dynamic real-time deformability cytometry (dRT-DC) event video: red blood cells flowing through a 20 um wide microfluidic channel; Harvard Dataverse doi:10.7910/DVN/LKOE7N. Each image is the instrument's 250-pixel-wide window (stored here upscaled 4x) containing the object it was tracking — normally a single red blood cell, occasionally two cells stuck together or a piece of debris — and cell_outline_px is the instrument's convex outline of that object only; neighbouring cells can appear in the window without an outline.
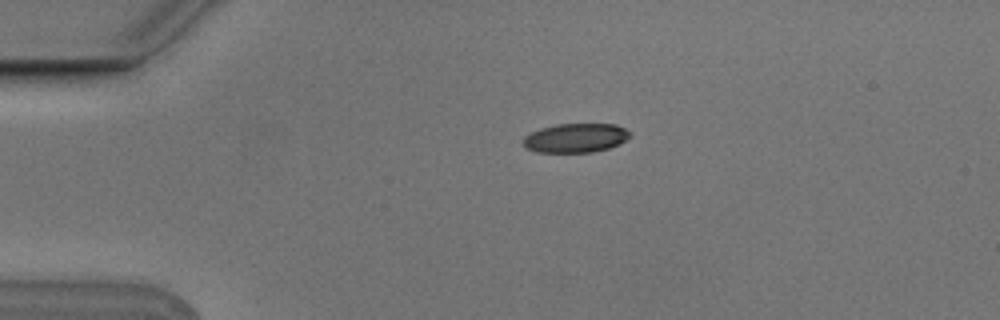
{"species": "Egyptian fruit bat (a non-hibernating species)", "species_latin": "Rousettus aegyptiacus", "temperature_condition": "cold", "stored_images_in_passage": 3, "camera_frame_rate_fps": 3000, "um_per_image_px": 0.085, "animal": {"sex": "male"}, "frame": {"image": 1, "passage_image": 2, "time_ms": 0.333, "image_size_px": [1000, 320], "cell_outline_px": [[628, 136], [620, 144], [608, 148], [592, 152], [536, 152], [524, 148], [524, 136], [540, 128], [556, 124], [616, 124], [624, 128], [628, 132]], "centroid_in_image_um": [48.88, 11.73], "position_along_channel_um": 36.1, "area_um2": 17.98}}